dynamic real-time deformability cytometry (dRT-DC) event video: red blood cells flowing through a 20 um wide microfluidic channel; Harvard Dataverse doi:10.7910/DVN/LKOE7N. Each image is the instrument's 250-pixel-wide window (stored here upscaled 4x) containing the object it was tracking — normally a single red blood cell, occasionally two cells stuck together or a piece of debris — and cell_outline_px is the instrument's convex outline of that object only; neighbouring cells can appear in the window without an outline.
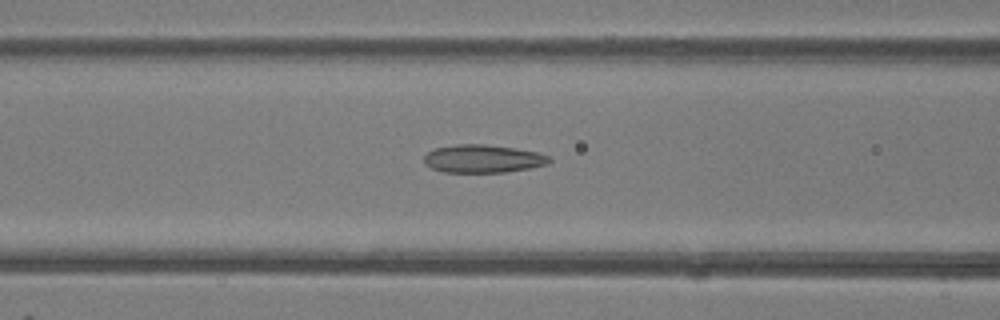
{"species": "common noctule bat (a hibernating species)", "species_latin": "Nyctalus noctula", "temperature_condition": "room temperature", "stored_images_in_passage": 33, "camera_frame_rate_fps": 3000, "um_per_image_px": 0.085, "animal": {"sex": "female"}, "frame": {"image": 1, "passage_image": 5, "time_ms": 1.333, "image_size_px": [1000, 320], "cell_outline_px": [[552, 160], [548, 164], [528, 168], [504, 172], [444, 172], [432, 168], [424, 164], [424, 156], [428, 152], [436, 148], [456, 144], [484, 144], [516, 148], [540, 152], [552, 156]], "centroid_in_image_um": [41.09, 13.48], "position_along_channel_um": 125.5, "area_um2": 20.58}}
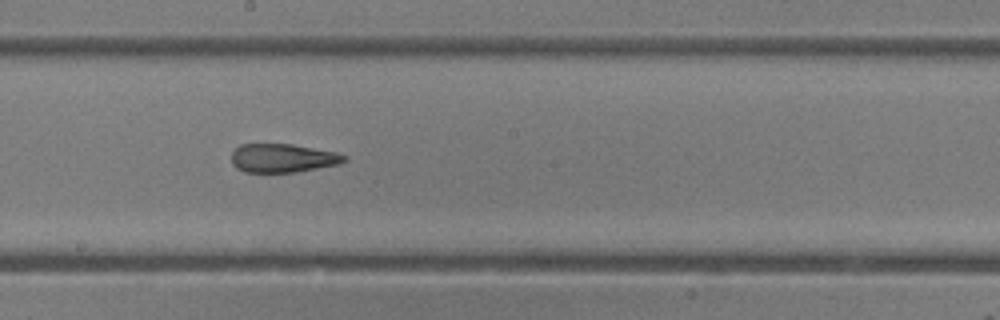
{"frame": {"image": 2, "passage_image": 12, "time_ms": 3.667, "image_size_px": [1000, 320], "cell_outline_px": [[348, 160], [340, 164], [296, 172], [244, 172], [236, 168], [232, 164], [232, 152], [240, 144], [292, 144], [336, 152], [348, 156]], "centroid_in_image_um": [24.05, 13.44], "position_along_channel_um": 224.1, "area_um2": 18.96}}
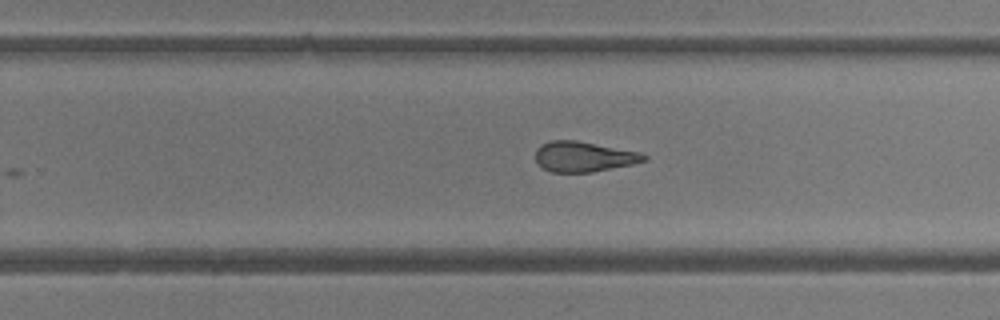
{"frame": {"image": 3, "passage_image": 16, "time_ms": 5.0, "image_size_px": [1000, 320], "cell_outline_px": [[648, 160], [632, 164], [592, 172], [552, 172], [544, 168], [536, 160], [536, 148], [540, 144], [552, 140], [576, 140], [640, 152], [648, 156]], "centroid_in_image_um": [49.63, 13.31], "position_along_channel_um": 280.2, "area_um2": 19.07}, "authors_computed_cell_mechanics": {"area_um2": 18.9006, "velocity_mm_per_s": 4.2149, "shape_relaxation_time_tau1_ms": null, "shape_relaxation_time_tau2_ms": 3.4722, "deformation_change_tau1": null, "deformation_change_tau2": 0.1384}}